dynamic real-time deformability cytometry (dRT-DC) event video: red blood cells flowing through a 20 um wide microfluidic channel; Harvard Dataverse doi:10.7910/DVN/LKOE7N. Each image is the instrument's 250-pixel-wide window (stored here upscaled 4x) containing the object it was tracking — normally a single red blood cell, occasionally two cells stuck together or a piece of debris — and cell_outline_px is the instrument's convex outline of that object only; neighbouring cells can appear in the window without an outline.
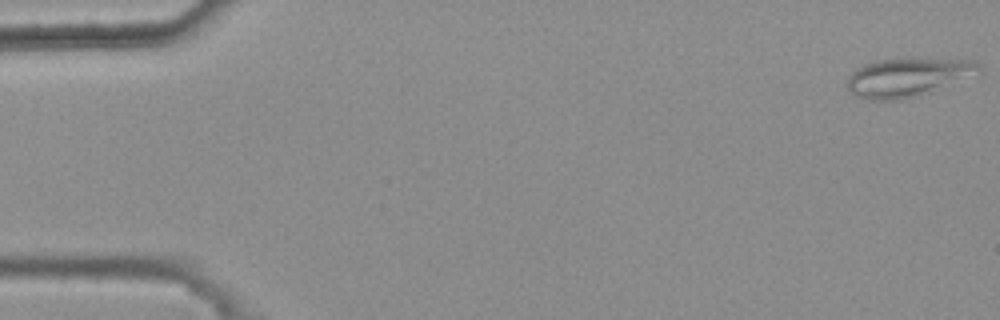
{"species": "common noctule bat (a hibernating species)", "species_latin": "Nyctalus noctula", "temperature_condition": "warm", "stored_images_in_passage": 12, "camera_frame_rate_fps": 3000, "um_per_image_px": 0.085, "animal": {"sex": "female", "body_mass_g": 25.1}, "frame": {"image": 1, "passage_image": 1, "time_ms": 0.0, "image_size_px": [1000, 320], "cell_outline_px": [[980, 72], [928, 92], [900, 100], [868, 100], [852, 96], [848, 88], [848, 76], [856, 68], [872, 60], [908, 56], [912, 56], [972, 60], [980, 64]], "centroid_in_image_um": [77.09, 6.51], "position_along_channel_um": 7.9, "area_um2": 30.35}}